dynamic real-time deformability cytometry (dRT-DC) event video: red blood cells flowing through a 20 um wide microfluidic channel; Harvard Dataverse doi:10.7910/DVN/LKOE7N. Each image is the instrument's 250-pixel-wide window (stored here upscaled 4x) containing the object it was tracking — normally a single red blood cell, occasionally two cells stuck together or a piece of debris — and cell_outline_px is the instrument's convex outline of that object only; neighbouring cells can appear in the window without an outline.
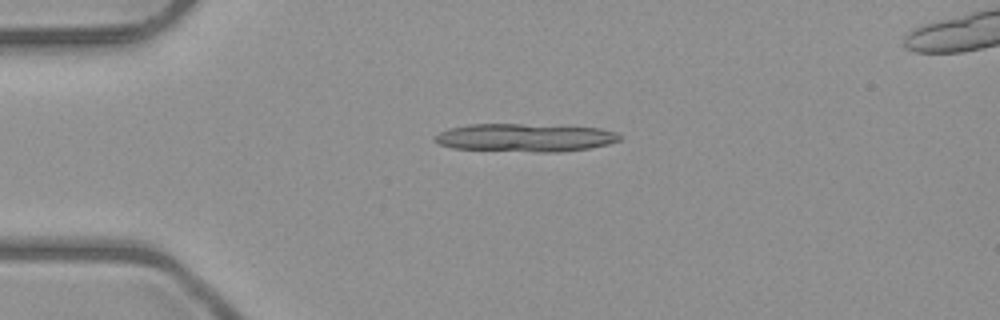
{"species": "common noctule bat (a hibernating species)", "species_latin": "Nyctalus noctula", "temperature_condition": "room temperature", "stored_images_in_passage": 3, "camera_frame_rate_fps": 3000, "um_per_image_px": 0.085, "animal": {"sex": "male", "body_mass_g": 23.1, "forearm_length_mm": 52.7}, "frame": {"image": 1, "passage_image": 1, "time_ms": 0.0, "image_size_px": [1000, 320], "cell_outline_px": [[620, 140], [608, 144], [588, 148], [560, 152], [536, 152], [452, 148], [440, 144], [436, 140], [436, 136], [440, 132], [448, 128], [468, 124], [520, 124], [600, 128], [616, 132], [620, 136]], "centroid_in_image_um": [44.63, 11.7], "position_along_channel_um": 40.4, "area_um2": 30.0}}